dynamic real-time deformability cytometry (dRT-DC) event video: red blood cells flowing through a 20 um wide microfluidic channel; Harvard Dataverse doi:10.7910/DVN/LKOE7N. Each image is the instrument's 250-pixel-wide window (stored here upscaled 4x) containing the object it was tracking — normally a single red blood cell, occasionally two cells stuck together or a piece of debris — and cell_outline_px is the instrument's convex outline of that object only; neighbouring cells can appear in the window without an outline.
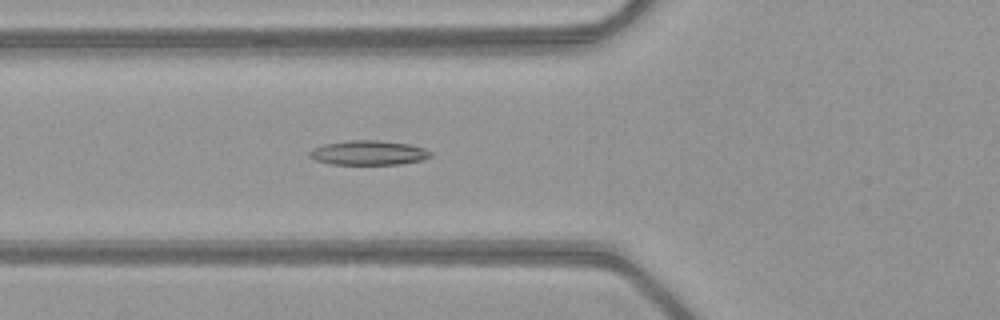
{"species": "common noctule bat (a hibernating species)", "species_latin": "Nyctalus noctula", "temperature_condition": "warm", "stored_images_in_passage": 52, "camera_frame_rate_fps": 3000, "um_per_image_px": 0.085, "animal": {"sex": "female", "body_mass_g": 21.9}, "frame": {"image": 1, "passage_image": 20, "time_ms": 6.333, "image_size_px": [1000, 320], "cell_outline_px": [[432, 156], [424, 160], [400, 164], [332, 164], [316, 160], [308, 156], [308, 152], [312, 148], [324, 144], [348, 140], [380, 140], [408, 144], [424, 148], [432, 152]], "centroid_in_image_um": [31.33, 12.98], "position_along_channel_um": 94.5, "area_um2": 17.4}}
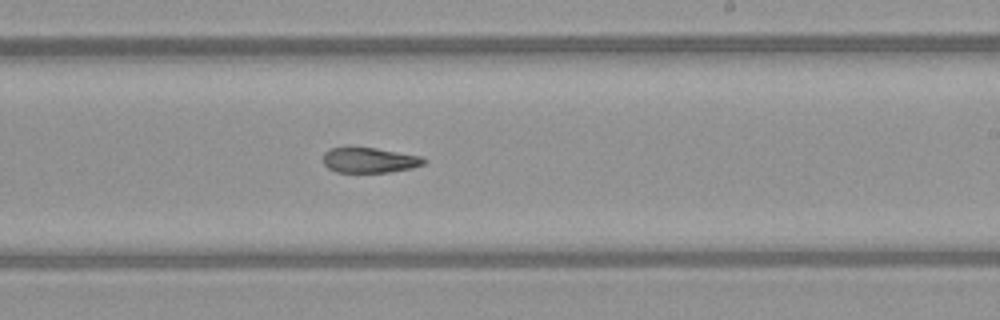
{"frame": {"image": 2, "passage_image": 32, "time_ms": 10.333, "image_size_px": [1000, 320], "cell_outline_px": [[428, 160], [424, 164], [412, 168], [388, 172], [336, 172], [328, 168], [324, 164], [324, 152], [328, 148], [348, 144], [376, 148], [420, 156]], "centroid_in_image_um": [31.34, 13.57], "position_along_channel_um": 257.7, "area_um2": 15.37}}
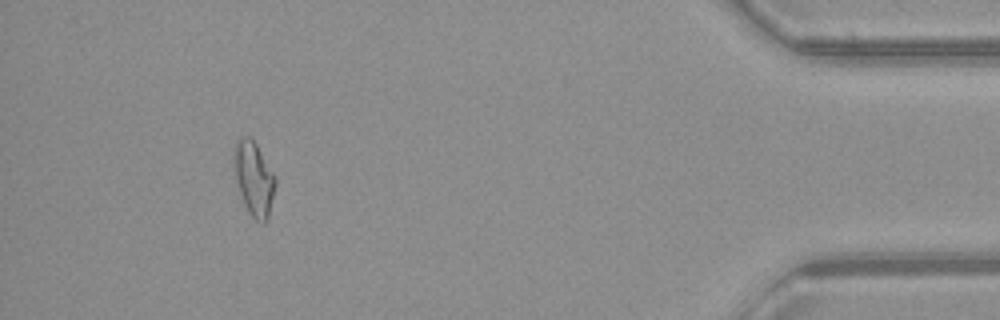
{"frame": {"image": 3, "passage_image": 48, "time_ms": 15.667, "image_size_px": [1000, 320], "cell_outline_px": [[276, 184], [268, 220], [264, 224], [260, 224], [248, 212], [244, 204], [236, 180], [232, 152], [236, 140], [244, 136], [252, 136], [276, 176]], "centroid_in_image_um": [21.59, 15.16], "position_along_channel_um": 413.6, "area_um2": 18.26}, "authors_computed_cell_mechanics": {"area_um2": 17.0221, "velocity_mm_per_s": 4.066, "shape_relaxation_time_tau1_ms": null, "shape_relaxation_time_tau2_ms": 10.092, "deformation_change_tau1": null, "deformation_change_tau2": 0.206}}